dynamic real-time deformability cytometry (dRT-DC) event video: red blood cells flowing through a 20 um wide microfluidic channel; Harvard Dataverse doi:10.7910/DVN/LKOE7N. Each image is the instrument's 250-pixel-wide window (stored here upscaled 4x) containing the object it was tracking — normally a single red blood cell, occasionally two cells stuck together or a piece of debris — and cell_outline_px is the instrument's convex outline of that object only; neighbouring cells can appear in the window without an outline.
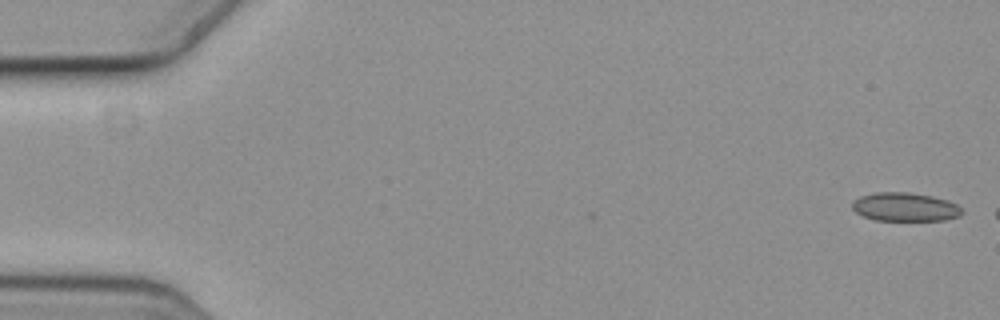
{"species": "common noctule bat (a hibernating species)", "species_latin": "Nyctalus noctula", "temperature_condition": "cold", "stored_images_in_passage": 2, "camera_frame_rate_fps": 3000, "um_per_image_px": 0.085, "animal": {"sex": "female", "body_mass_g": 19.3, "forearm_length_mm": 54.1}, "frame": {"image": 1, "passage_image": 2, "time_ms": 0.333, "image_size_px": [1000, 320], "cell_outline_px": [[964, 212], [960, 216], [944, 220], [876, 220], [864, 216], [856, 212], [852, 208], [852, 200], [860, 196], [876, 192], [908, 192], [932, 196], [948, 200], [956, 204]], "centroid_in_image_um": [76.92, 17.58], "position_along_channel_um": 8.1, "area_um2": 18.32}}